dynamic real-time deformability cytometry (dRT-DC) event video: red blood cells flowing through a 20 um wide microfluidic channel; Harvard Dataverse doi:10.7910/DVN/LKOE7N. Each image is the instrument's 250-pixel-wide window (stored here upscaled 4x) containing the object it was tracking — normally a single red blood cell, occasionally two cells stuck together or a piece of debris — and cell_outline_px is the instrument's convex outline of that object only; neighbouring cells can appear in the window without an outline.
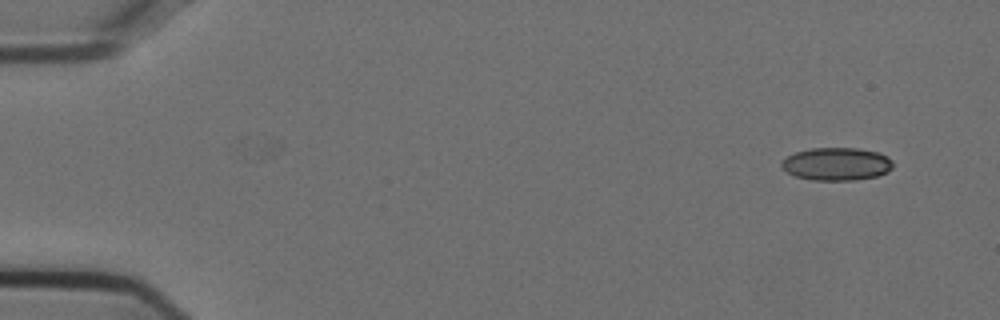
{"species": "Egyptian fruit bat (a non-hibernating species)", "species_latin": "Rousettus aegyptiacus", "temperature_condition": "cold", "stored_images_in_passage": 6, "camera_frame_rate_fps": 3000, "um_per_image_px": 0.085, "animal": {"sex": "female"}, "frame": {"image": 1, "passage_image": 1, "time_ms": 0.0, "image_size_px": [1000, 320], "cell_outline_px": [[892, 168], [888, 172], [876, 176], [856, 180], [812, 180], [796, 176], [788, 172], [780, 164], [788, 156], [796, 152], [812, 148], [856, 148], [880, 152], [888, 156], [892, 160]], "centroid_in_image_um": [71.16, 13.93], "position_along_channel_um": 13.8, "area_um2": 21.27}}